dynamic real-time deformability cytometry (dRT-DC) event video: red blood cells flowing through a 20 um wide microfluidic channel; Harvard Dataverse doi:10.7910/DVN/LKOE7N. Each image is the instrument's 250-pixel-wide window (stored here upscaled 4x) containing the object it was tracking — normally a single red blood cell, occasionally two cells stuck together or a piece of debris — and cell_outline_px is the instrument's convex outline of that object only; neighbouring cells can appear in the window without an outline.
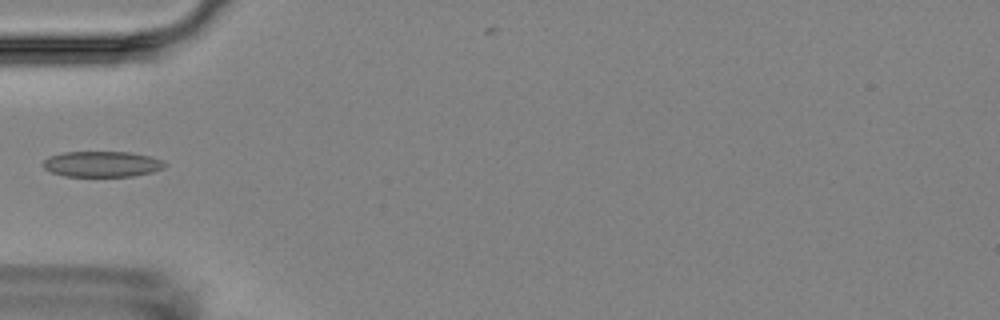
{"species": "Egyptian fruit bat (a non-hibernating species)", "species_latin": "Rousettus aegyptiacus", "temperature_condition": "room temperature", "stored_images_in_passage": 5, "camera_frame_rate_fps": 3000, "um_per_image_px": 0.085, "animal": {"sex": "female"}, "frame": {"image": 1, "passage_image": 5, "time_ms": 4.667, "image_size_px": [1000, 320], "cell_outline_px": [[168, 164], [164, 168], [152, 172], [132, 176], [64, 176], [52, 172], [44, 168], [44, 160], [48, 156], [64, 152], [128, 152], [148, 156], [164, 160]], "centroid_in_image_um": [8.7, 13.94], "position_along_channel_um": 76.3, "area_um2": 18.21}}